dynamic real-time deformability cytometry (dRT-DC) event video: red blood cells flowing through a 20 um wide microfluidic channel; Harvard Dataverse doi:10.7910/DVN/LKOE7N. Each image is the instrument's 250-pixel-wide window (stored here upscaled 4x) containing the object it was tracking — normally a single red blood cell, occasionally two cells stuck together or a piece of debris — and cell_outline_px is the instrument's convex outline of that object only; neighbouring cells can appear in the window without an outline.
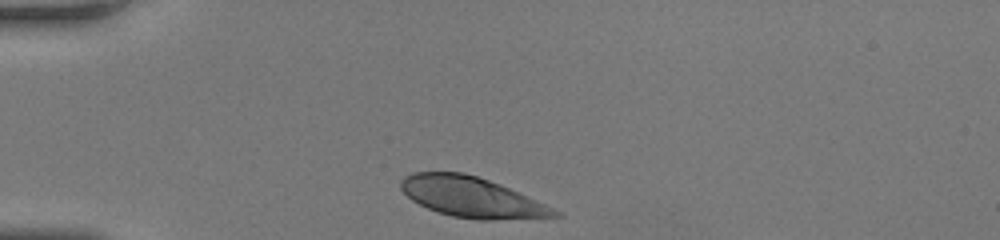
{"species": "human", "species_latin": "Homo sapiens", "temperature_condition": "room temperature", "stored_images_in_passage": 29, "camera_frame_rate_fps": 3000, "um_per_image_px": 0.085, "donor": {"sex": "female"}, "frame": {"image": 1, "passage_image": 1, "time_ms": 0.0, "image_size_px": [1000, 240], "cell_outline_px": [[564, 216], [492, 220], [476, 220], [452, 216], [428, 208], [412, 200], [400, 188], [400, 180], [404, 176], [412, 172], [464, 172], [500, 184], [544, 204], [560, 212]], "centroid_in_image_um": [40.06, 16.75], "position_along_channel_um": 44.9, "area_um2": 35.78}}
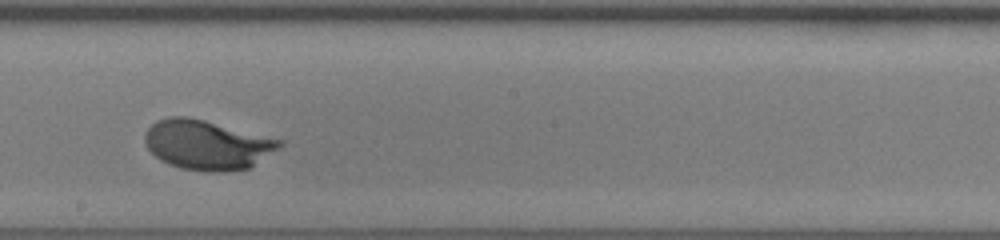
{"frame": {"image": 2, "passage_image": 17, "time_ms": 5.333, "image_size_px": [1000, 240], "cell_outline_px": [[284, 144], [280, 148], [252, 168], [228, 172], [208, 172], [180, 168], [168, 164], [160, 160], [148, 148], [144, 140], [144, 132], [156, 120], [172, 116], [188, 116], [284, 140]], "centroid_in_image_um": [17.64, 12.32], "position_along_channel_um": 230.6, "area_um2": 39.42}}
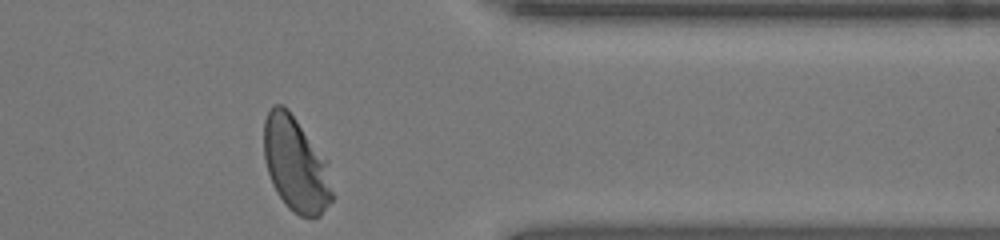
{"frame": {"image": 3, "passage_image": 29, "time_ms": 9.333, "image_size_px": [1000, 240], "cell_outline_px": [[332, 200], [320, 216], [300, 216], [288, 208], [276, 192], [272, 184], [264, 160], [264, 120], [272, 104], [284, 104], [288, 108], [328, 160], [332, 192]], "centroid_in_image_um": [25.14, 13.94], "position_along_channel_um": 386.3, "area_um2": 37.97}, "authors_computed_cell_mechanics": {"area_um2": 37.859, "velocity_mm_per_s": 4.1133, "shape_relaxation_time_tau1_ms": 2.3469, "shape_relaxation_time_tau2_ms": null, "deformation_change_tau1": 0.1698, "deformation_change_tau2": null}}